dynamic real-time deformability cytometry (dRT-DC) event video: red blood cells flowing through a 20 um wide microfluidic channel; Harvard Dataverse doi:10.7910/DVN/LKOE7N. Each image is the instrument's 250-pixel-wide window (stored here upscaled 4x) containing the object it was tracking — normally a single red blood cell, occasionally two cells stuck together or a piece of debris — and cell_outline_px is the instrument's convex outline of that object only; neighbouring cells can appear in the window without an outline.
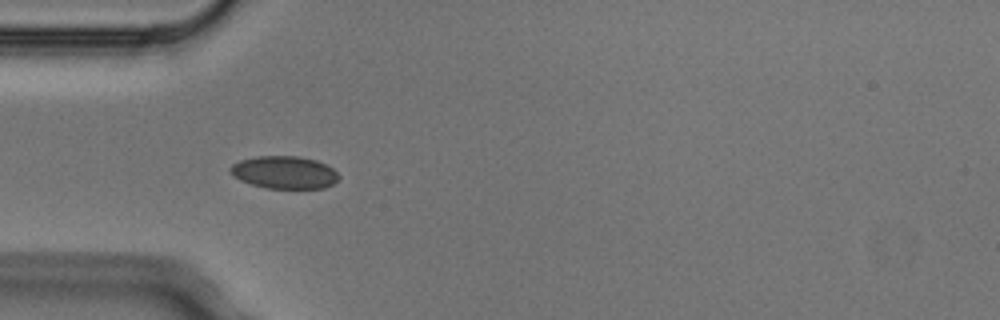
{"species": "Egyptian fruit bat (a non-hibernating species)", "species_latin": "Rousettus aegyptiacus", "temperature_condition": "cold", "stored_images_in_passage": 5, "camera_frame_rate_fps": 3000, "um_per_image_px": 0.085, "animal": {"sex": "male"}, "frame": {"image": 1, "passage_image": 5, "time_ms": 1.333, "image_size_px": [1000, 320], "cell_outline_px": [[340, 176], [332, 184], [324, 188], [264, 188], [240, 180], [228, 168], [232, 164], [240, 160], [256, 156], [300, 156], [316, 160], [332, 168]], "centroid_in_image_um": [24.16, 14.64], "position_along_channel_um": 60.8, "area_um2": 20.46}}